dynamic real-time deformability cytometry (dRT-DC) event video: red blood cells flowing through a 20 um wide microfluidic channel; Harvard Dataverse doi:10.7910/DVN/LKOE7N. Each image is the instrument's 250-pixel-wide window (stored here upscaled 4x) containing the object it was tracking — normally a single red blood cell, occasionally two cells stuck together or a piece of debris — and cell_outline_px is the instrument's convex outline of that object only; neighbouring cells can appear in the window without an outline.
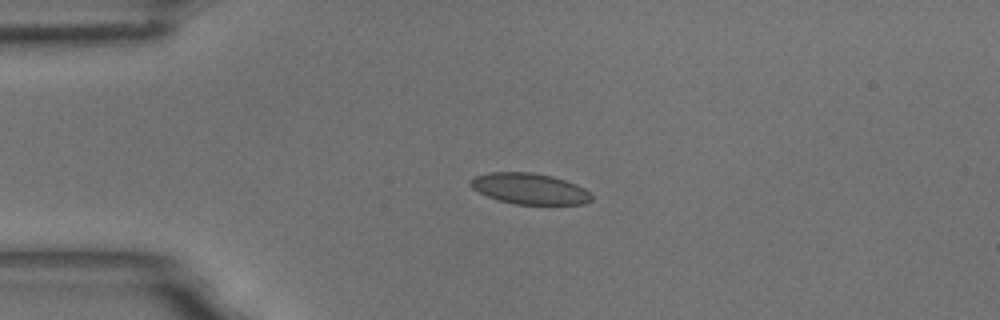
{"species": "common noctule bat (a hibernating species)", "species_latin": "Nyctalus noctula", "temperature_condition": "room temperature", "stored_images_in_passage": 45, "camera_frame_rate_fps": 3000, "um_per_image_px": 0.085, "animal": {"sex": "male", "body_mass_g": 18.8}, "frame": {"image": 1, "passage_image": 1, "time_ms": 0.0, "image_size_px": [1000, 320], "cell_outline_px": [[592, 200], [584, 204], [516, 204], [500, 200], [488, 196], [472, 188], [468, 184], [476, 176], [488, 172], [532, 172], [552, 176], [576, 184], [584, 188], [592, 196]], "centroid_in_image_um": [45.02, 16.03], "position_along_channel_um": 40.0, "area_um2": 21.62}}
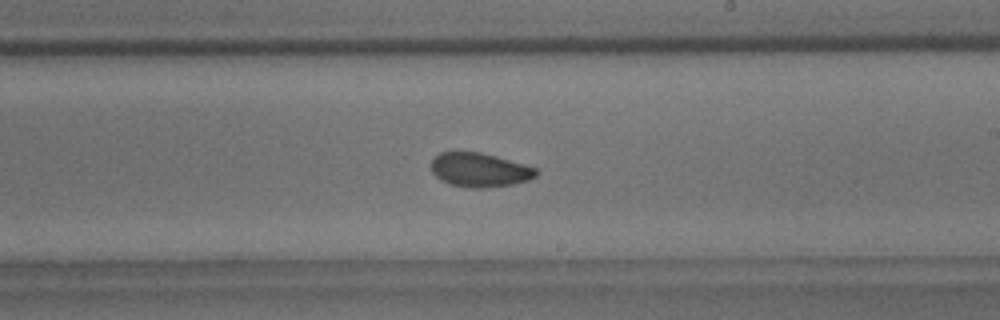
{"frame": {"image": 2, "passage_image": 21, "time_ms": 6.667, "image_size_px": [1000, 320], "cell_outline_px": [[540, 172], [536, 176], [528, 180], [512, 184], [480, 188], [468, 188], [448, 184], [440, 180], [432, 172], [432, 160], [440, 152], [480, 152], [496, 156], [524, 164], [536, 168]], "centroid_in_image_um": [40.77, 14.45], "position_along_channel_um": 248.2, "area_um2": 20.81}}
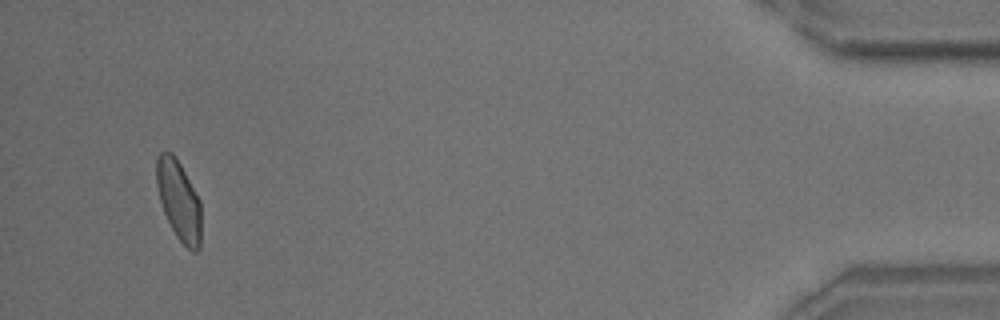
{"frame": {"image": 3, "passage_image": 42, "time_ms": 13.667, "image_size_px": [1000, 320], "cell_outline_px": [[200, 248], [196, 252], [192, 252], [176, 236], [164, 212], [160, 200], [156, 184], [156, 156], [160, 152], [172, 152], [176, 156], [200, 200]], "centroid_in_image_um": [15.19, 17.0], "position_along_channel_um": 420.0, "area_um2": 20.69}, "authors_computed_cell_mechanics": {"area_um2": 20.9814, "velocity_mm_per_s": 3.5343, "shape_relaxation_time_tau1_ms": 4.3133, "shape_relaxation_time_tau2_ms": 1.2072, "deformation_change_tau1": 0.1059, "deformation_change_tau2": 0.0493}}